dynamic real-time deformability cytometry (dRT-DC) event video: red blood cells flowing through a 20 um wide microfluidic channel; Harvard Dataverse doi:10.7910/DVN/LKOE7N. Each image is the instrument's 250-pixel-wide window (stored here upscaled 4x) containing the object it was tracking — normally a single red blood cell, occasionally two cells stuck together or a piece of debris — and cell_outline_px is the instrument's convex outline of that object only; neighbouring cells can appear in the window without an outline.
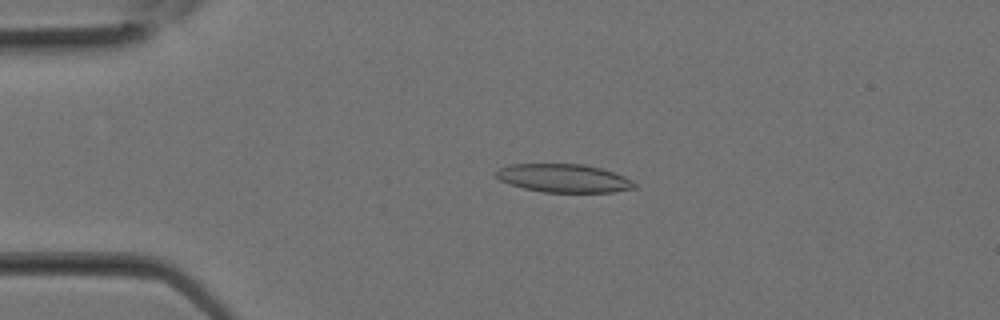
{"species": "Egyptian fruit bat (a non-hibernating species)", "species_latin": "Rousettus aegyptiacus", "temperature_condition": "room temperature", "stored_images_in_passage": 6, "camera_frame_rate_fps": 3000, "um_per_image_px": 0.085, "animal": {"sex": "female"}, "frame": {"image": 1, "passage_image": 4, "time_ms": 1.0, "image_size_px": [1000, 320], "cell_outline_px": [[636, 188], [612, 192], [544, 192], [524, 188], [500, 180], [496, 176], [496, 172], [500, 168], [508, 164], [584, 164], [600, 168], [624, 176], [632, 180], [636, 184]], "centroid_in_image_um": [47.94, 15.14], "position_along_channel_um": 37.1, "area_um2": 22.66}}